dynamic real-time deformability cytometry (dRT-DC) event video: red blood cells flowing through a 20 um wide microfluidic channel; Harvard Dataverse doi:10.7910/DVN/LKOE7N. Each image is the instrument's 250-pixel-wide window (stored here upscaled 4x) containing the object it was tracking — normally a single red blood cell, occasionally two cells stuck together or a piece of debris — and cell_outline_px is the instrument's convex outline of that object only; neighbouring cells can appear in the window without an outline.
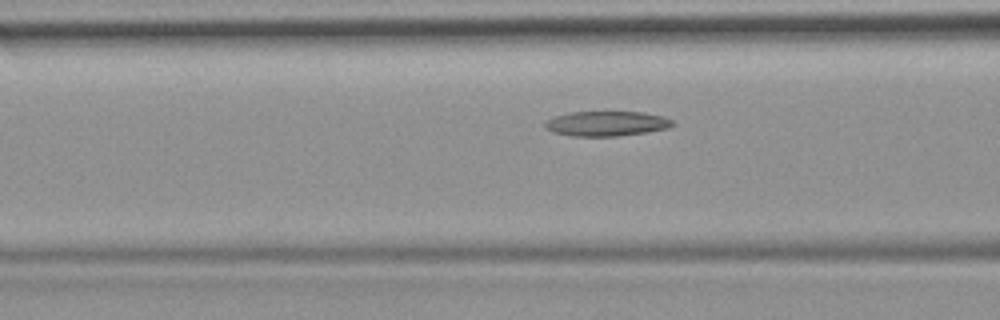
{"species": "common noctule bat (a hibernating species)", "species_latin": "Nyctalus noctula", "temperature_condition": "room temperature", "stored_images_in_passage": 32, "camera_frame_rate_fps": 3000, "um_per_image_px": 0.085, "animal": {"sex": "female", "body_mass_g": 19.9}, "frame": {"image": 1, "passage_image": 9, "time_ms": 2.667, "image_size_px": [1000, 320], "cell_outline_px": [[676, 124], [668, 128], [648, 132], [616, 136], [568, 136], [552, 132], [544, 128], [544, 120], [552, 116], [572, 112], [640, 112], [664, 116], [672, 120]], "centroid_in_image_um": [51.51, 10.51], "position_along_channel_um": 115.1, "area_um2": 18.79}}
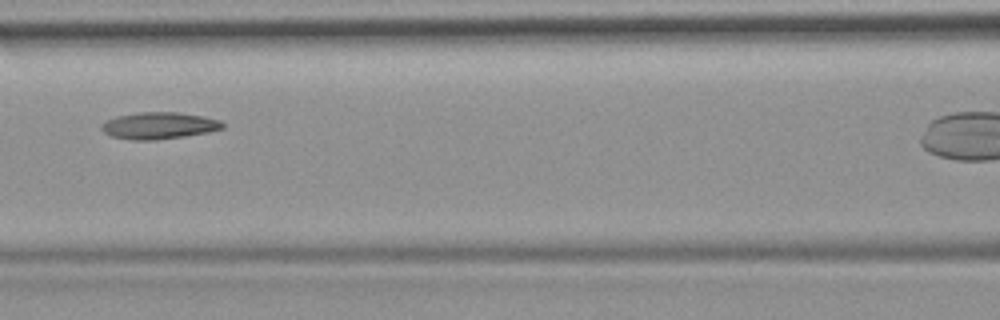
{"frame": {"image": 2, "passage_image": 12, "time_ms": 3.667, "image_size_px": [1000, 320], "cell_outline_px": [[224, 128], [208, 132], [184, 136], [156, 140], [132, 140], [112, 136], [104, 132], [100, 128], [100, 124], [116, 116], [140, 112], [180, 112], [220, 120], [224, 124]], "centroid_in_image_um": [13.5, 10.67], "position_along_channel_um": 153.1, "area_um2": 18.84}}
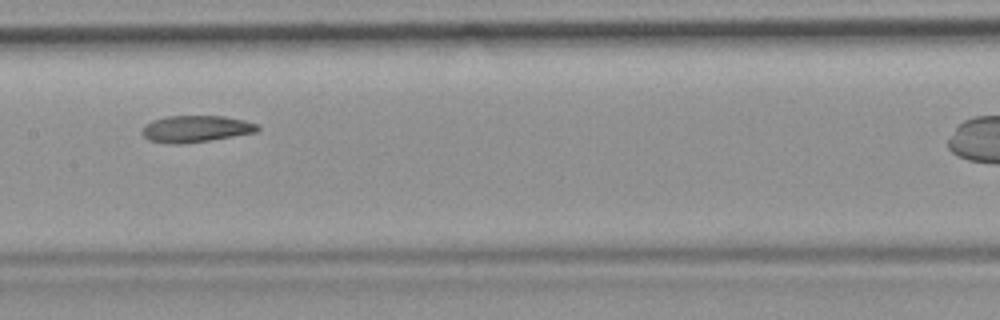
{"frame": {"image": 3, "passage_image": 15, "time_ms": 4.667, "image_size_px": [1000, 320], "cell_outline_px": [[260, 128], [256, 132], [208, 140], [180, 144], [168, 144], [148, 140], [140, 132], [144, 124], [152, 120], [168, 116], [224, 116], [244, 120], [256, 124]], "centroid_in_image_um": [16.58, 10.95], "position_along_channel_um": 190.8, "area_um2": 17.92}}